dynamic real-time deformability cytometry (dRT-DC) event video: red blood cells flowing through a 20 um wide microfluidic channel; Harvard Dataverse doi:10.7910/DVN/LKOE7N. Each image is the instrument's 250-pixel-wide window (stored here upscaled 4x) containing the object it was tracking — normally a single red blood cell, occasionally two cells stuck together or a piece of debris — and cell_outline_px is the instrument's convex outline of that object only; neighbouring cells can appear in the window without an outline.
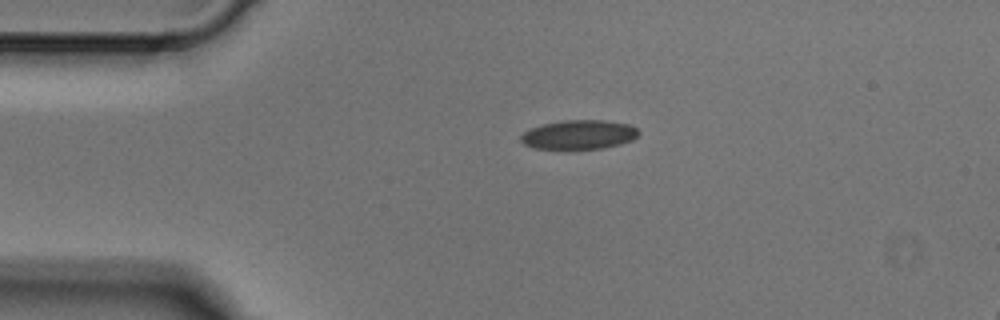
{"species": "Egyptian fruit bat (a non-hibernating species)", "species_latin": "Rousettus aegyptiacus", "temperature_condition": "cold", "stored_images_in_passage": 3, "camera_frame_rate_fps": 3000, "um_per_image_px": 0.085, "animal": {"sex": "male"}, "frame": {"image": 1, "passage_image": 1, "time_ms": 0.0, "image_size_px": [1000, 320], "cell_outline_px": [[640, 132], [632, 140], [620, 144], [604, 148], [564, 152], [532, 148], [524, 144], [520, 140], [520, 136], [524, 132], [532, 128], [544, 124], [564, 120], [604, 120], [628, 124], [636, 128]], "centroid_in_image_um": [49.16, 11.5], "position_along_channel_um": 35.8, "area_um2": 20.81}}
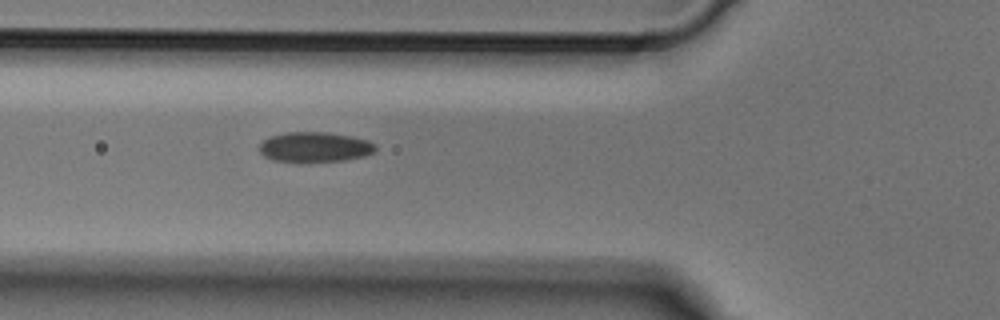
{"frame": {"image": 2, "passage_image": 3, "time_ms": 0.667, "image_size_px": [1000, 320], "cell_outline_px": [[376, 148], [372, 152], [364, 156], [344, 160], [272, 160], [264, 156], [256, 148], [264, 140], [272, 136], [284, 132], [328, 132], [352, 136], [368, 140], [376, 144]], "centroid_in_image_um": [26.75, 12.46], "position_along_channel_um": 99.0, "area_um2": 19.94}}